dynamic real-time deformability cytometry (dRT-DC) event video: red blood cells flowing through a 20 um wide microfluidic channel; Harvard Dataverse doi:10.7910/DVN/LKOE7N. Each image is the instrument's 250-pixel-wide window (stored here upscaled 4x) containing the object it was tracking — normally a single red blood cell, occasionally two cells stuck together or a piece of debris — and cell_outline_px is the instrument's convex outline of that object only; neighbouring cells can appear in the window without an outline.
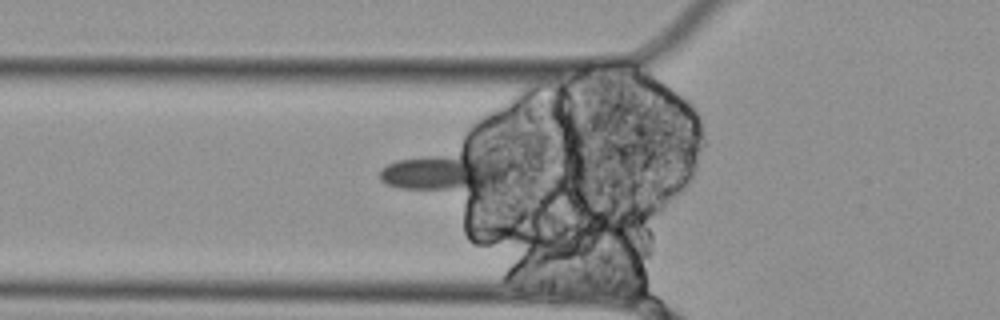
{"species": "Egyptian fruit bat (a non-hibernating species)", "species_latin": "Rousettus aegyptiacus", "temperature_condition": "cold", "stored_images_in_passage": 51, "camera_frame_rate_fps": 3000, "um_per_image_px": 0.085, "animal": {"sex": "female"}, "frame": {"image": 1, "passage_image": 15, "time_ms": 4.667, "image_size_px": [1000, 320], "cell_outline_px": [[508, 176], [504, 180], [460, 188], [400, 188], [388, 184], [380, 180], [380, 168], [396, 160], [428, 156], [476, 156], [500, 164], [508, 172]], "centroid_in_image_um": [37.57, 14.64], "position_along_channel_um": 88.2, "area_um2": 24.74}}
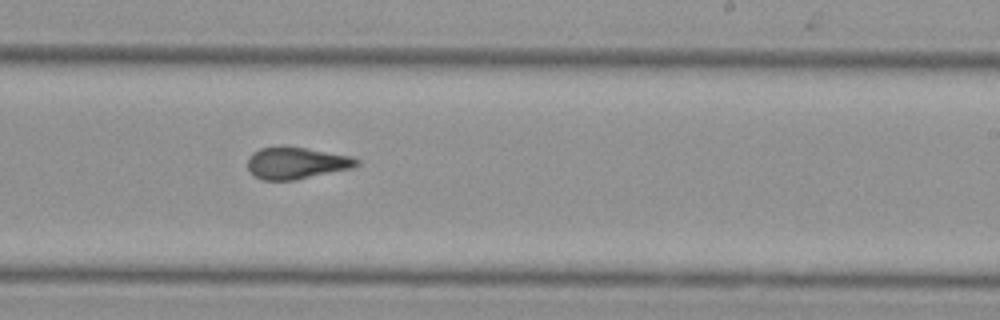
{"frame": {"image": 2, "passage_image": 30, "time_ms": 9.667, "image_size_px": [1000, 320], "cell_outline_px": [[360, 164], [352, 168], [296, 180], [264, 180], [256, 176], [248, 168], [248, 156], [252, 152], [260, 148], [304, 148], [352, 156], [360, 160]], "centroid_in_image_um": [25.23, 13.88], "position_along_channel_um": 263.8, "area_um2": 19.83}}
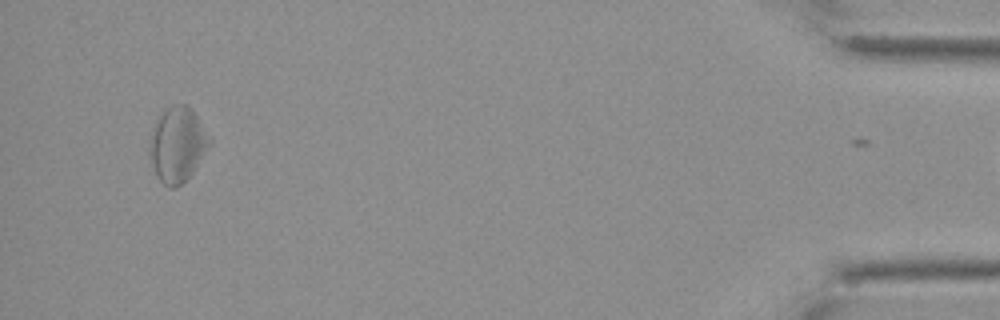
{"frame": {"image": 3, "passage_image": 50, "time_ms": 16.333, "image_size_px": [1000, 320], "cell_outline_px": [[212, 144], [192, 172], [176, 188], [168, 188], [160, 180], [148, 156], [148, 148], [152, 132], [156, 120], [172, 104], [184, 104], [196, 116], [212, 140]], "centroid_in_image_um": [15.07, 12.31], "position_along_channel_um": 420.1, "area_um2": 25.72}, "authors_computed_cell_mechanics": {"area_um2": 22.1952, "velocity_mm_per_s": 3.48, "shape_relaxation_time_tau1_ms": 2.4693, "shape_relaxation_time_tau2_ms": 2.8994, "deformation_change_tau1": 0.0484, "deformation_change_tau2": 0.1147}}